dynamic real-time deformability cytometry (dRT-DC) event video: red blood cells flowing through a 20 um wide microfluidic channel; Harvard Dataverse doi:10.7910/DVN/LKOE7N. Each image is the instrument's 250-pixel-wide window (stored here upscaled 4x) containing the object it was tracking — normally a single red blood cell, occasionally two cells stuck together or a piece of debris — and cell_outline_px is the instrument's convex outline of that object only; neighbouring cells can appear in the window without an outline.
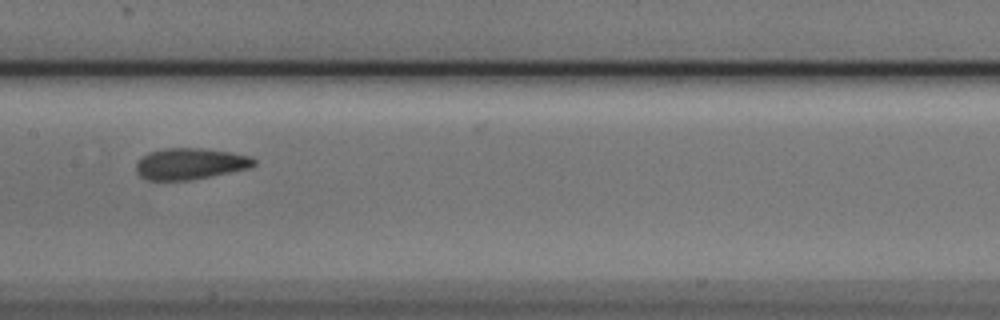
{"species": "Egyptian fruit bat (a non-hibernating species)", "species_latin": "Rousettus aegyptiacus", "temperature_condition": "cold", "stored_images_in_passage": 13, "camera_frame_rate_fps": 3000, "um_per_image_px": 0.085, "animal": {"sex": "male"}, "frame": {"image": 1, "passage_image": 6, "time_ms": 1.667, "image_size_px": [1000, 320], "cell_outline_px": [[256, 164], [248, 168], [192, 180], [148, 180], [140, 176], [136, 172], [136, 164], [148, 152], [164, 148], [200, 148], [228, 152], [248, 156], [256, 160]], "centroid_in_image_um": [16.13, 13.92], "position_along_channel_um": 191.3, "area_um2": 21.27}}
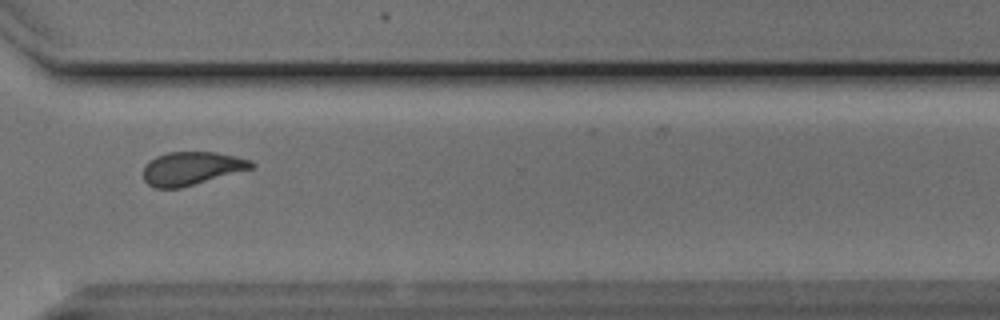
{"frame": {"image": 2, "passage_image": 10, "time_ms": 3.0, "image_size_px": [1000, 320], "cell_outline_px": [[256, 164], [252, 168], [180, 188], [156, 188], [148, 184], [144, 180], [144, 164], [148, 160], [156, 156], [168, 152], [216, 152], [236, 156], [252, 160]], "centroid_in_image_um": [16.27, 14.3], "position_along_channel_um": 354.3, "area_um2": 20.92}}
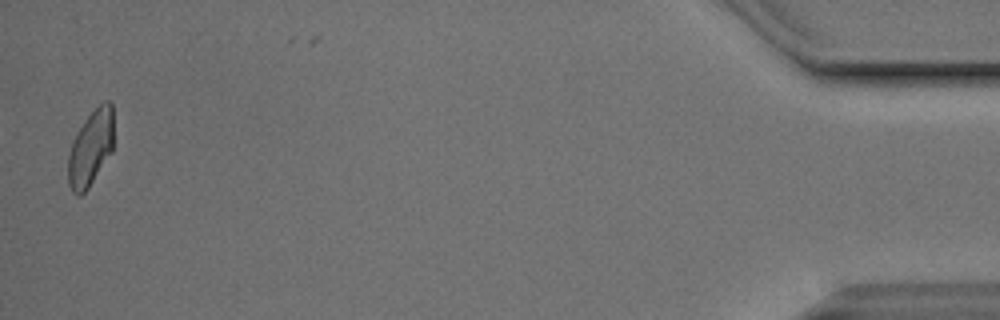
{"frame": {"image": 3, "passage_image": 13, "time_ms": 4.0, "image_size_px": [1000, 320], "cell_outline_px": [[112, 152], [88, 188], [80, 196], [76, 196], [72, 192], [68, 184], [68, 156], [72, 140], [76, 132], [84, 120], [104, 100], [108, 100], [112, 104]], "centroid_in_image_um": [7.68, 12.61], "position_along_channel_um": 427.5, "area_um2": 20.06}}